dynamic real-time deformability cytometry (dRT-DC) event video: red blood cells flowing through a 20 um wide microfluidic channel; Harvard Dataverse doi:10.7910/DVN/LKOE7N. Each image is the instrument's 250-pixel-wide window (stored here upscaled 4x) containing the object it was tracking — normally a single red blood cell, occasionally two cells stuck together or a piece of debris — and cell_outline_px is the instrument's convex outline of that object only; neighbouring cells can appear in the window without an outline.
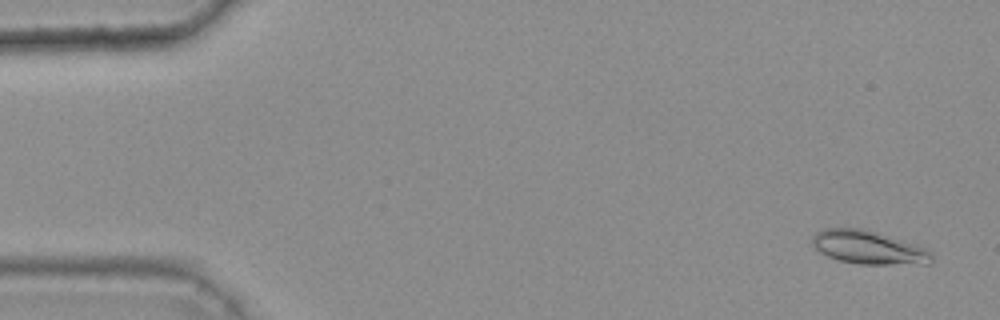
{"species": "common noctule bat (a hibernating species)", "species_latin": "Nyctalus noctula", "temperature_condition": "warm", "stored_images_in_passage": 46, "camera_frame_rate_fps": 3000, "um_per_image_px": 0.085, "animal": {"sex": "female", "body_mass_g": 25.1}, "frame": {"image": 1, "passage_image": 3, "time_ms": 0.667, "image_size_px": [1000, 320], "cell_outline_px": [[932, 260], [928, 264], [860, 264], [840, 260], [828, 256], [820, 252], [812, 244], [812, 236], [816, 232], [824, 228], [860, 228], [876, 232], [916, 244], [932, 252]], "centroid_in_image_um": [73.82, 21.03], "position_along_channel_um": 11.2, "area_um2": 23.12}}
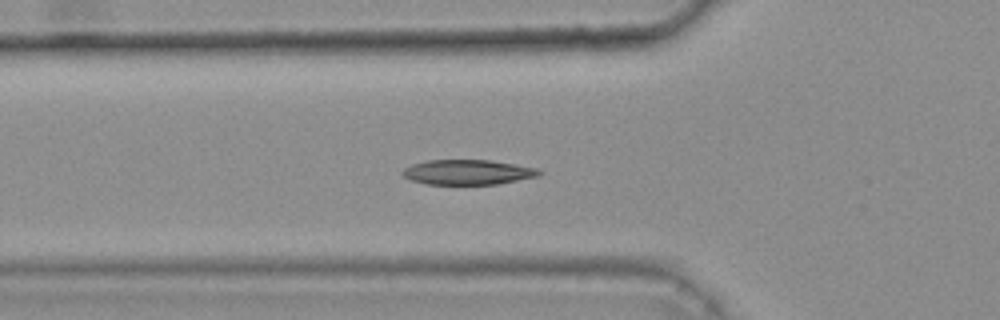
{"frame": {"image": 2, "passage_image": 19, "time_ms": 6.0, "image_size_px": [1000, 320], "cell_outline_px": [[544, 172], [540, 176], [496, 184], [428, 184], [412, 180], [404, 176], [400, 172], [404, 168], [412, 164], [428, 160], [492, 160], [540, 168]], "centroid_in_image_um": [39.82, 14.62], "position_along_channel_um": 86.0, "area_um2": 20.0}}
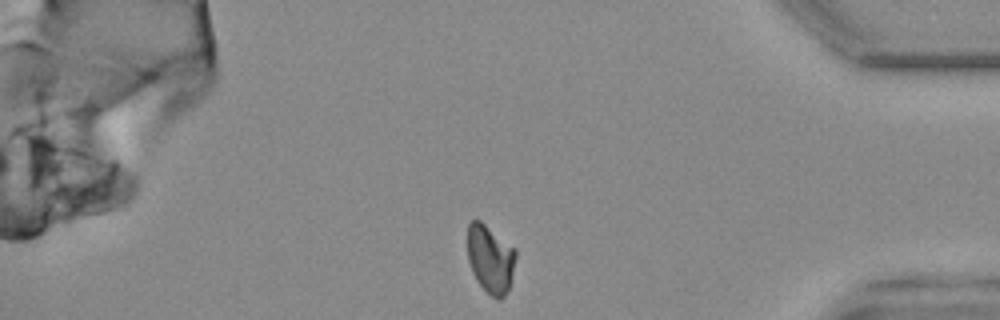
{"frame": {"image": 3, "passage_image": 46, "time_ms": 15.0, "image_size_px": [1000, 320], "cell_outline_px": [[516, 256], [508, 288], [504, 296], [500, 300], [492, 296], [476, 280], [472, 272], [468, 260], [468, 224], [472, 220], [480, 220], [516, 248]], "centroid_in_image_um": [41.67, 21.97], "position_along_channel_um": 393.5, "area_um2": 18.96}, "authors_computed_cell_mechanics": {"area_um2": 20.1722, "velocity_mm_per_s": 3.7271, "shape_relaxation_time_tau1_ms": 5.1944, "shape_relaxation_time_tau2_ms": 2.6979, "deformation_change_tau1": 0.169, "deformation_change_tau2": 0.0781}}